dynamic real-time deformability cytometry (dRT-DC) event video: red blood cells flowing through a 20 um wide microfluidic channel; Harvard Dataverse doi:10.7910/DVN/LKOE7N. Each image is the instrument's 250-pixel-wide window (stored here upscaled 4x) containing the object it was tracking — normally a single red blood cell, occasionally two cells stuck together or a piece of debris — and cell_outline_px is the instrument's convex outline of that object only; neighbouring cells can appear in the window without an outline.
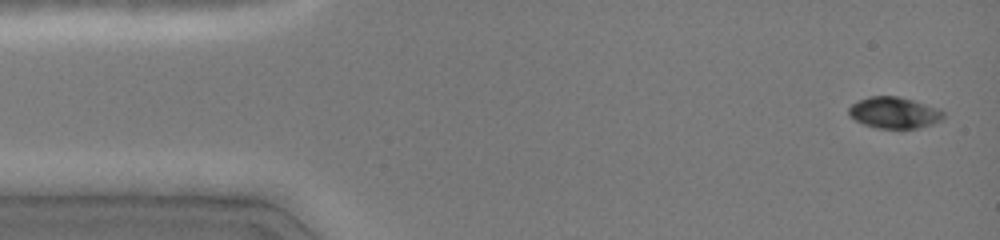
{"species": "common noctule bat (a hibernating species)", "species_latin": "Nyctalus noctula", "temperature_condition": "cold", "stored_images_in_passage": 7, "camera_frame_rate_fps": 3000, "um_per_image_px": 0.085, "animal": {"sex": "female", "body_mass_g": 19.0, "forearm_length_mm": 51.5}, "frame": {"image": 1, "passage_image": 1, "time_ms": 0.0, "image_size_px": [1000, 240], "cell_outline_px": [[944, 116], [940, 120], [932, 124], [920, 128], [876, 128], [864, 124], [848, 116], [848, 108], [852, 104], [868, 96], [896, 96], [912, 100], [936, 108], [944, 112]], "centroid_in_image_um": [75.97, 9.58], "position_along_channel_um": 9.0, "area_um2": 17.11}}